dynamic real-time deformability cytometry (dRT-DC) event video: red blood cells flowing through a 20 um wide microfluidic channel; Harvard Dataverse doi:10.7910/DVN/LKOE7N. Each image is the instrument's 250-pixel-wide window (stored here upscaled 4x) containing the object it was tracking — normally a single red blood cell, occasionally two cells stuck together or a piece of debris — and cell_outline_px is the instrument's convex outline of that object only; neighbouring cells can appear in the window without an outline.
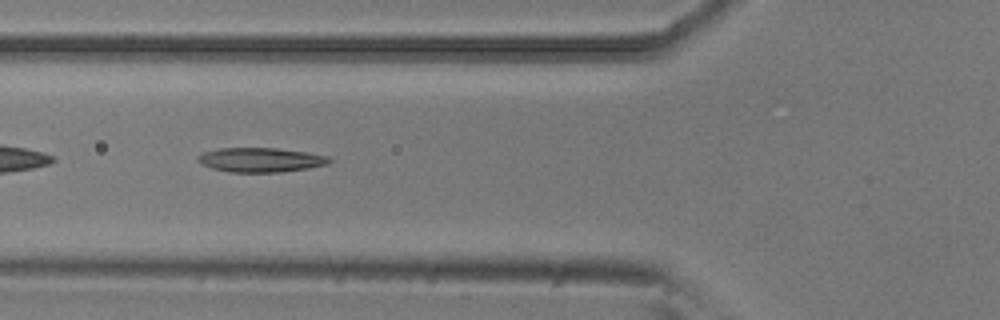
{"species": "common noctule bat (a hibernating species)", "species_latin": "Nyctalus noctula", "temperature_condition": "room temperature", "stored_images_in_passage": 38, "camera_frame_rate_fps": 3000, "um_per_image_px": 0.085, "animal": {"sex": "male", "body_mass_g": 20.5, "forearm_length_mm": 52.5}, "frame": {"image": 1, "passage_image": 5, "time_ms": 1.333, "image_size_px": [1000, 320], "cell_outline_px": [[332, 160], [328, 164], [308, 168], [280, 172], [228, 172], [212, 168], [200, 164], [196, 160], [196, 156], [204, 152], [220, 148], [276, 148], [304, 152], [328, 156]], "centroid_in_image_um": [22.11, 13.59], "position_along_channel_um": 103.7, "area_um2": 18.67}}
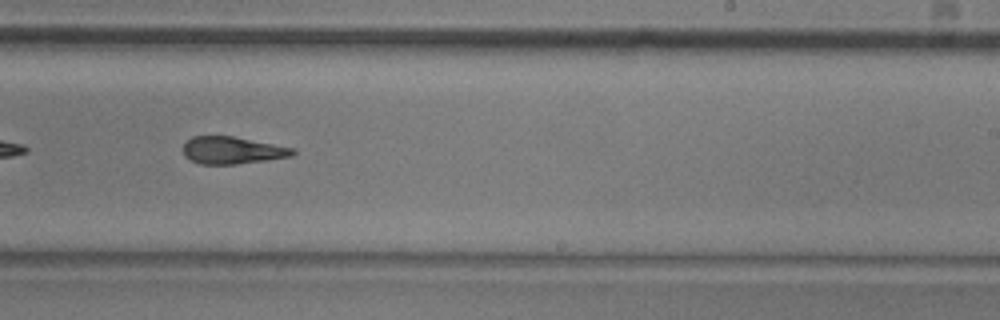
{"frame": {"image": 2, "passage_image": 18, "time_ms": 5.667, "image_size_px": [1000, 320], "cell_outline_px": [[296, 152], [292, 156], [268, 160], [236, 164], [200, 164], [184, 156], [184, 144], [192, 136], [232, 136], [296, 148]], "centroid_in_image_um": [19.78, 12.78], "position_along_channel_um": 269.2, "area_um2": 17.4}}
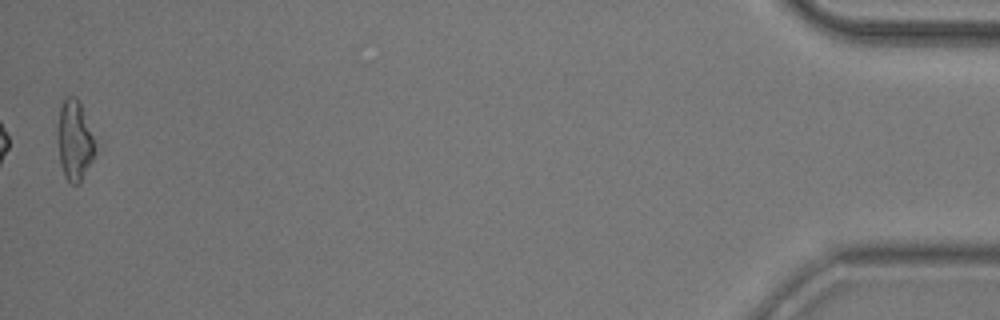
{"frame": {"image": 3, "passage_image": 38, "time_ms": 12.333, "image_size_px": [1000, 320], "cell_outline_px": [[96, 152], [80, 184], [72, 184], [64, 176], [60, 164], [56, 140], [56, 128], [60, 108], [64, 100], [68, 96], [76, 96], [80, 100], [96, 144]], "centroid_in_image_um": [6.32, 11.93], "position_along_channel_um": 428.9, "area_um2": 18.03}, "authors_computed_cell_mechanics": {"area_um2": 18.1203, "velocity_mm_per_s": 3.8254, "shape_relaxation_time_tau1_ms": 6.7304, "shape_relaxation_time_tau2_ms": 3.3588, "deformation_change_tau1": 0.1953, "deformation_change_tau2": 0.1355}}